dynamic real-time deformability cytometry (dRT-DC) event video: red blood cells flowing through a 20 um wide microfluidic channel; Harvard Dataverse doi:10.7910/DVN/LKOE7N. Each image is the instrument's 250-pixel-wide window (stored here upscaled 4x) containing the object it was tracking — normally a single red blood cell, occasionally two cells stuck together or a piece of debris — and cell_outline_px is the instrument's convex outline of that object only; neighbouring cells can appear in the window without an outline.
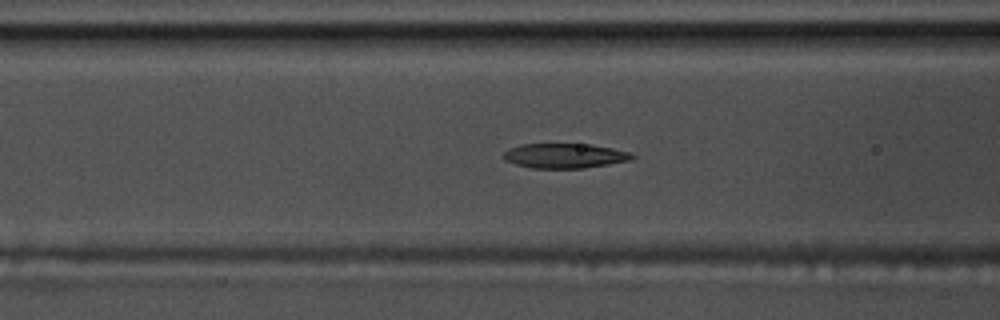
{"species": "common noctule bat (a hibernating species)", "species_latin": "Nyctalus noctula", "temperature_condition": "warm", "stored_images_in_passage": 55, "camera_frame_rate_fps": 3000, "um_per_image_px": 0.085, "animal": {"sex": "male", "body_mass_g": 17.5, "forearm_length_mm": 52.3}, "frame": {"image": 1, "passage_image": 22, "time_ms": 7.0, "image_size_px": [1000, 320], "cell_outline_px": [[636, 156], [632, 160], [584, 168], [532, 168], [516, 164], [504, 160], [504, 152], [508, 148], [520, 144], [588, 144], [612, 148], [632, 152]], "centroid_in_image_um": [48.02, 13.24], "position_along_channel_um": 118.6, "area_um2": 18.61}}
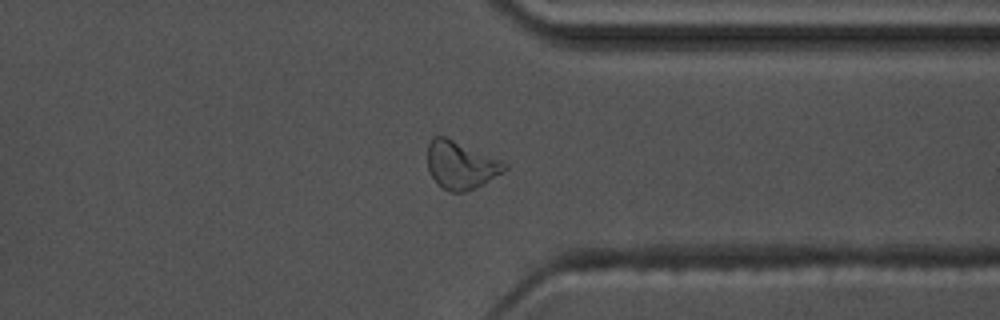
{"frame": {"image": 2, "passage_image": 43, "time_ms": 14.0, "image_size_px": [1000, 320], "cell_outline_px": [[508, 168], [484, 184], [464, 192], [448, 192], [436, 184], [428, 168], [428, 144], [432, 136], [444, 136], [504, 160], [508, 164]], "centroid_in_image_um": [39.18, 14.03], "position_along_channel_um": 372.2, "area_um2": 21.68}}
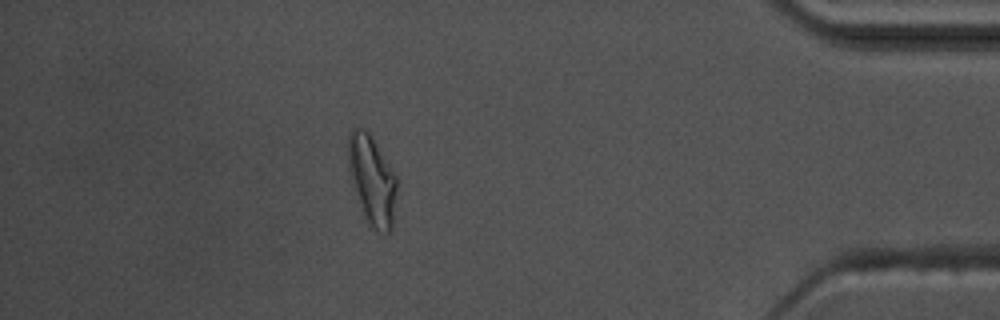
{"frame": {"image": 3, "passage_image": 49, "time_ms": 16.0, "image_size_px": [1000, 320], "cell_outline_px": [[396, 192], [392, 228], [388, 232], [384, 232], [368, 228], [348, 168], [348, 132], [352, 128], [364, 128], [372, 136], [396, 176]], "centroid_in_image_um": [31.61, 15.29], "position_along_channel_um": 403.6, "area_um2": 25.09}, "authors_computed_cell_mechanics": {"area_um2": 19.652, "velocity_mm_per_s": 3.6528, "shape_relaxation_time_tau1_ms": 5.8585, "shape_relaxation_time_tau2_ms": 2.4165, "deformation_change_tau1": 0.2069, "deformation_change_tau2": 0.0969}}